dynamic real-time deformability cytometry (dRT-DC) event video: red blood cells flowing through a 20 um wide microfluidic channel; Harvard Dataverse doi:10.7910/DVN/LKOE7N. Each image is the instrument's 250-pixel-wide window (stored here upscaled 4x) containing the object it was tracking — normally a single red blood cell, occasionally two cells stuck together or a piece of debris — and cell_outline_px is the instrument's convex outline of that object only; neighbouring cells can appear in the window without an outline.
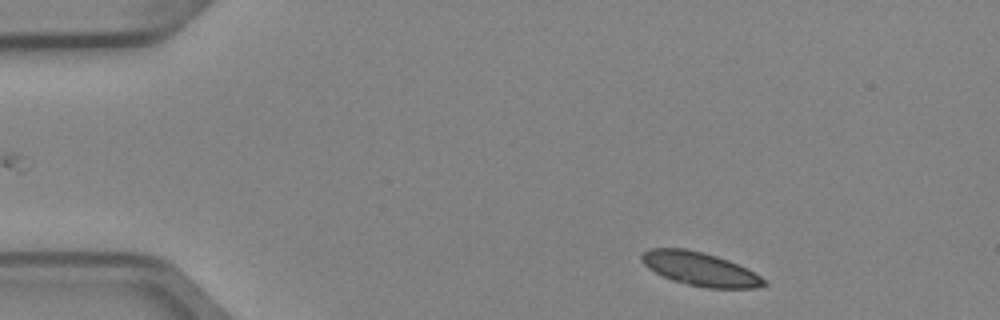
{"species": "Egyptian fruit bat (a non-hibernating species)", "species_latin": "Rousettus aegyptiacus", "temperature_condition": "cold", "stored_images_in_passage": 3, "camera_frame_rate_fps": 3000, "um_per_image_px": 0.085, "animal": {"sex": "female"}, "frame": {"image": 1, "passage_image": 1, "time_ms": 0.0, "image_size_px": [1000, 320], "cell_outline_px": [[768, 284], [756, 288], [708, 288], [688, 284], [672, 280], [648, 268], [640, 260], [640, 252], [648, 248], [684, 248], [704, 252], [728, 260], [748, 268], [760, 276]], "centroid_in_image_um": [59.48, 22.85], "position_along_channel_um": 25.5, "area_um2": 23.99}}